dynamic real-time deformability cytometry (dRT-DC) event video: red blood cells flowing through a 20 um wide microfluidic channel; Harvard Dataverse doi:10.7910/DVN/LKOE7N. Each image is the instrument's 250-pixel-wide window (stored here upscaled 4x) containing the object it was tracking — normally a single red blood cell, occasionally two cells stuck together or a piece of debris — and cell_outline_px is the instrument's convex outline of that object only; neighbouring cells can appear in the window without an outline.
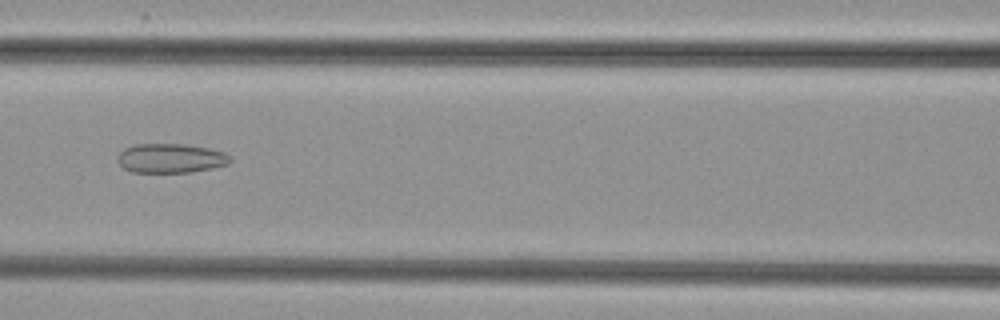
{"species": "common noctule bat (a hibernating species)", "species_latin": "Nyctalus noctula", "temperature_condition": "cold", "stored_images_in_passage": 53, "camera_frame_rate_fps": 3000, "um_per_image_px": 0.085, "animal": {"sex": "female", "body_mass_g": 29.2, "forearm_length_mm": 56.3}, "frame": {"image": 1, "passage_image": 24, "time_ms": 7.667, "image_size_px": [1000, 320], "cell_outline_px": [[232, 160], [228, 164], [212, 168], [192, 172], [132, 172], [124, 168], [116, 160], [116, 156], [124, 148], [132, 144], [184, 144], [208, 148], [224, 152], [232, 156]], "centroid_in_image_um": [14.5, 13.44], "position_along_channel_um": 152.1, "area_um2": 19.42}}
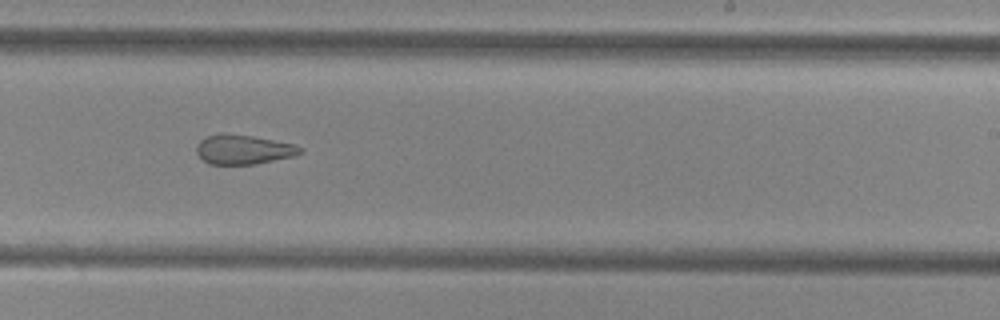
{"frame": {"image": 2, "passage_image": 33, "time_ms": 10.667, "image_size_px": [1000, 320], "cell_outline_px": [[304, 152], [292, 156], [256, 164], [208, 164], [196, 152], [196, 144], [200, 140], [208, 136], [220, 132], [224, 132], [252, 136], [292, 144], [304, 148]], "centroid_in_image_um": [20.66, 12.7], "position_along_channel_um": 268.3, "area_um2": 17.8}}
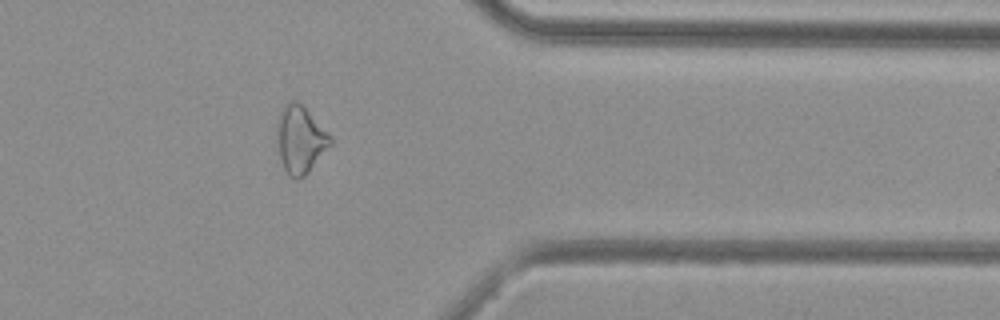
{"frame": {"image": 3, "passage_image": 43, "time_ms": 14.0, "image_size_px": [1000, 320], "cell_outline_px": [[332, 144], [308, 172], [300, 180], [296, 180], [288, 176], [284, 168], [280, 156], [276, 136], [276, 124], [280, 112], [284, 104], [288, 100], [296, 100], [332, 136]], "centroid_in_image_um": [25.5, 11.87], "position_along_channel_um": 385.9, "area_um2": 20.98}}